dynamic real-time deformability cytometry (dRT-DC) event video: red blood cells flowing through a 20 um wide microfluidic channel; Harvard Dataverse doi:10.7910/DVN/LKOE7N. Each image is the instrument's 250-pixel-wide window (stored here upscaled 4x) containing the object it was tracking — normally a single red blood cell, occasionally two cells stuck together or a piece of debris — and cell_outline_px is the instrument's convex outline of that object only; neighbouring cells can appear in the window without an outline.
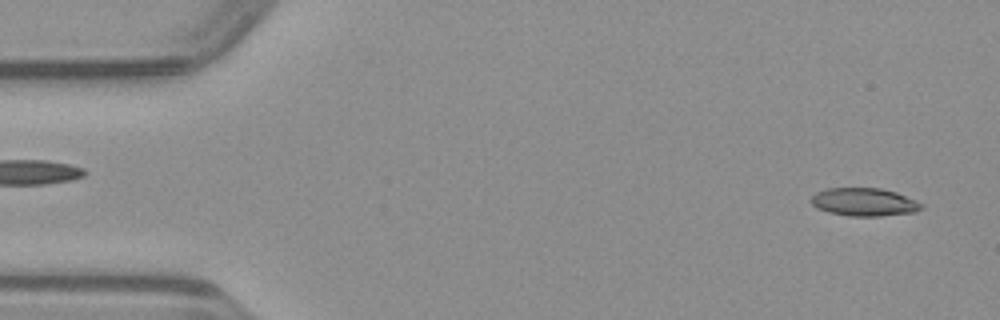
{"species": "common noctule bat (a hibernating species)", "species_latin": "Nyctalus noctula", "temperature_condition": "warm", "stored_images_in_passage": 11, "camera_frame_rate_fps": 3000, "um_per_image_px": 0.085, "animal": {"sex": "male", "body_mass_g": 23.1, "forearm_length_mm": 52.7}, "frame": {"image": 1, "passage_image": 2, "time_ms": 0.333, "image_size_px": [1000, 320], "cell_outline_px": [[924, 208], [916, 212], [880, 216], [848, 216], [828, 212], [816, 208], [812, 204], [812, 196], [816, 192], [828, 188], [880, 188], [896, 192], [916, 200], [924, 204]], "centroid_in_image_um": [73.49, 17.18], "position_along_channel_um": 11.5, "area_um2": 18.15}}